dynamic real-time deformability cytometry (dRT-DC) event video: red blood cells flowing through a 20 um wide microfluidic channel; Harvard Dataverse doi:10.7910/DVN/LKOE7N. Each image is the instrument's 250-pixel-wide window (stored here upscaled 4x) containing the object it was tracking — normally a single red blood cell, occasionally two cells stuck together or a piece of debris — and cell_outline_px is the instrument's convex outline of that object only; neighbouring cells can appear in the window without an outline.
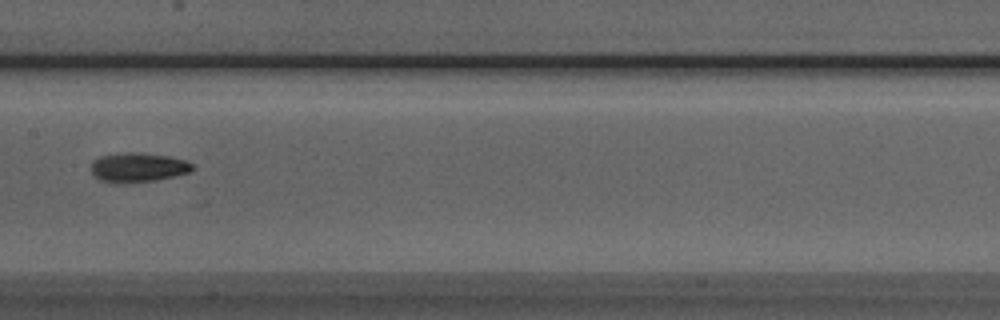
{"species": "Egyptian fruit bat (a non-hibernating species)", "species_latin": "Rousettus aegyptiacus", "temperature_condition": "room temperature", "stored_images_in_passage": 7, "camera_frame_rate_fps": 3000, "um_per_image_px": 0.085, "animal": {"sex": "male"}, "frame": {"image": 1, "passage_image": 6, "time_ms": 7.0, "image_size_px": [1000, 320], "cell_outline_px": [[196, 168], [192, 172], [156, 180], [128, 184], [120, 184], [100, 180], [92, 172], [92, 160], [100, 156], [124, 152], [140, 152], [168, 156], [184, 160], [192, 164]], "centroid_in_image_um": [11.75, 14.24], "position_along_channel_um": 195.7, "area_um2": 17.63}}
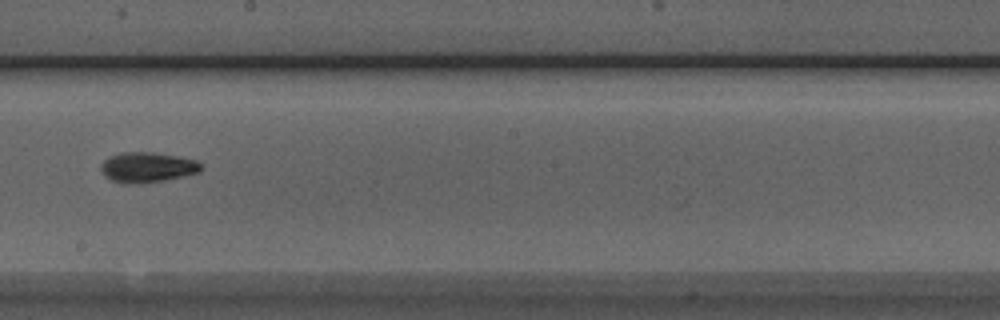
{"frame": {"image": 2, "passage_image": 7, "time_ms": 8.0, "image_size_px": [1000, 320], "cell_outline_px": [[204, 168], [200, 172], [184, 176], [164, 180], [136, 184], [124, 184], [112, 180], [104, 176], [100, 172], [100, 164], [108, 156], [120, 152], [152, 152], [180, 156], [196, 160], [204, 164]], "centroid_in_image_um": [12.53, 14.21], "position_along_channel_um": 235.7, "area_um2": 18.09}}